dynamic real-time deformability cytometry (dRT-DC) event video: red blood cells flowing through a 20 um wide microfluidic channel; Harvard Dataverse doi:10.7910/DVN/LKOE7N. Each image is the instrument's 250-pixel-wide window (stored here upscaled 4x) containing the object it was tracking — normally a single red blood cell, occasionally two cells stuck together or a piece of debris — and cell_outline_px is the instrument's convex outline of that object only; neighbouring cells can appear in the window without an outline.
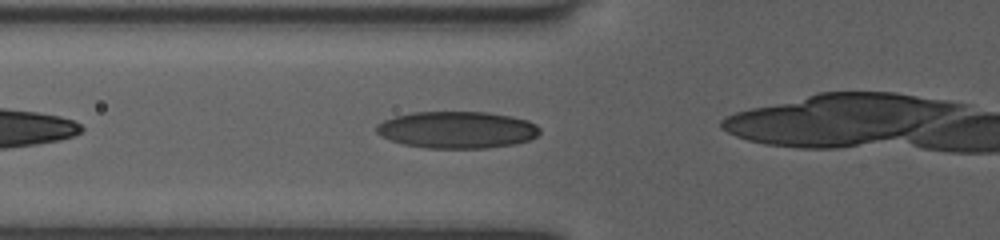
{"species": "human", "species_latin": "Homo sapiens", "temperature_condition": "room temperature", "stored_images_in_passage": 27, "camera_frame_rate_fps": 3000, "um_per_image_px": 0.085, "donor": {"sex": "female"}, "frame": {"image": 1, "passage_image": 4, "time_ms": 1.0, "image_size_px": [1000, 240], "cell_outline_px": [[540, 132], [536, 136], [528, 140], [512, 144], [488, 148], [424, 148], [404, 144], [392, 140], [376, 132], [376, 124], [384, 120], [396, 116], [412, 112], [488, 112], [512, 116], [528, 120], [536, 124], [540, 128]], "centroid_in_image_um": [38.87, 11.03], "position_along_channel_um": 86.9, "area_um2": 35.08}}
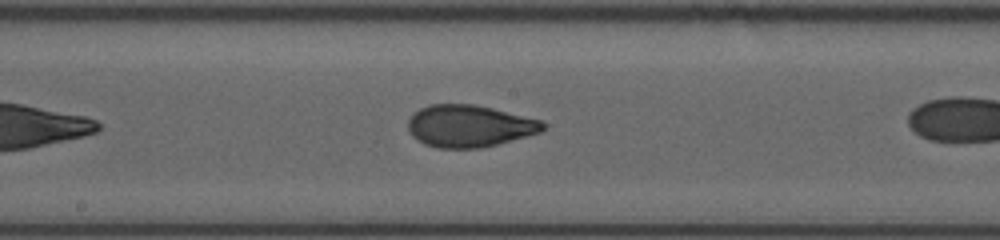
{"frame": {"image": 2, "passage_image": 13, "time_ms": 4.0, "image_size_px": [1000, 240], "cell_outline_px": [[548, 128], [540, 132], [496, 144], [480, 148], [436, 148], [424, 144], [416, 140], [408, 132], [408, 120], [420, 108], [428, 104], [472, 104], [492, 108], [540, 120], [548, 124]], "centroid_in_image_um": [39.87, 10.71], "position_along_channel_um": 208.3, "area_um2": 33.06}}
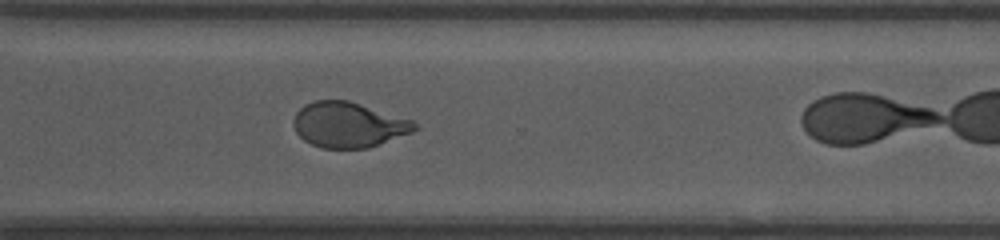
{"frame": {"image": 3, "passage_image": 23, "time_ms": 7.333, "image_size_px": [1000, 240], "cell_outline_px": [[420, 128], [412, 132], [368, 148], [324, 148], [312, 144], [304, 140], [296, 132], [292, 124], [292, 120], [296, 112], [304, 104], [316, 100], [348, 100], [412, 120], [420, 124]], "centroid_in_image_um": [29.62, 10.6], "position_along_channel_um": 341.0, "area_um2": 32.02}}